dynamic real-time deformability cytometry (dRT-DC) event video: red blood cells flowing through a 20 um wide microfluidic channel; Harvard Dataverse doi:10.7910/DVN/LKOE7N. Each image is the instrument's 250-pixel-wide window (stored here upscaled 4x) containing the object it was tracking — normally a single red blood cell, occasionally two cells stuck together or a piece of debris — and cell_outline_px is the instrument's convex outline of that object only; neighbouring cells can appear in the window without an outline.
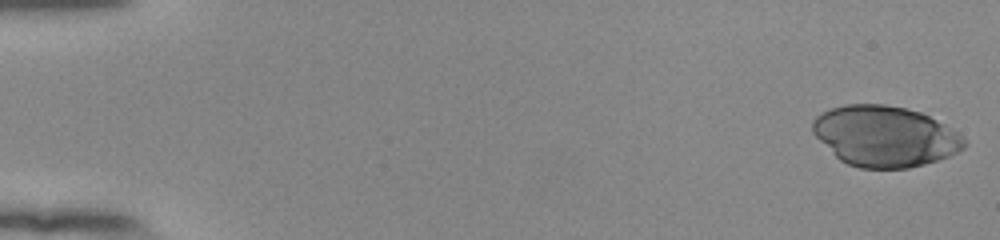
{"species": "human", "species_latin": "Homo sapiens", "temperature_condition": "room temperature", "stored_images_in_passage": 53, "camera_frame_rate_fps": 3000, "um_per_image_px": 0.085, "donor": {"sex": "female"}, "frame": {"image": 1, "passage_image": 1, "time_ms": 0.0, "image_size_px": [1000, 240], "cell_outline_px": [[968, 144], [964, 148], [948, 156], [924, 164], [908, 168], [860, 168], [848, 164], [840, 160], [812, 132], [812, 120], [816, 116], [828, 108], [844, 104], [884, 104], [904, 108], [920, 112], [952, 128], [964, 136]], "centroid_in_image_um": [75.21, 11.57], "position_along_channel_um": 9.8, "area_um2": 53.58}}
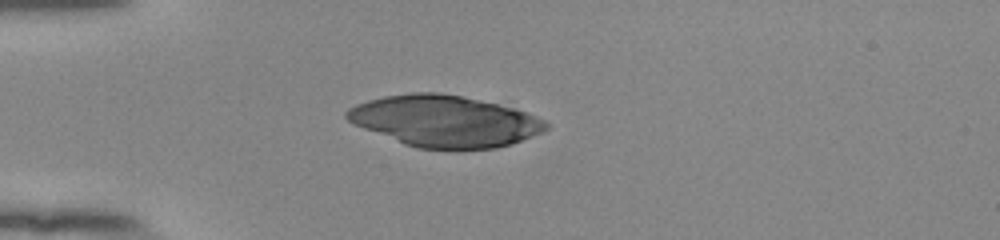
{"frame": {"image": 2, "passage_image": 15, "time_ms": 4.667, "image_size_px": [1000, 240], "cell_outline_px": [[548, 128], [544, 132], [512, 144], [496, 148], [416, 148], [404, 144], [352, 124], [344, 116], [344, 112], [348, 108], [356, 104], [368, 100], [384, 96], [412, 92], [440, 92], [460, 96], [516, 108], [536, 116], [544, 120], [548, 124]], "centroid_in_image_um": [37.78, 10.28], "position_along_channel_um": 47.2, "area_um2": 59.53}}